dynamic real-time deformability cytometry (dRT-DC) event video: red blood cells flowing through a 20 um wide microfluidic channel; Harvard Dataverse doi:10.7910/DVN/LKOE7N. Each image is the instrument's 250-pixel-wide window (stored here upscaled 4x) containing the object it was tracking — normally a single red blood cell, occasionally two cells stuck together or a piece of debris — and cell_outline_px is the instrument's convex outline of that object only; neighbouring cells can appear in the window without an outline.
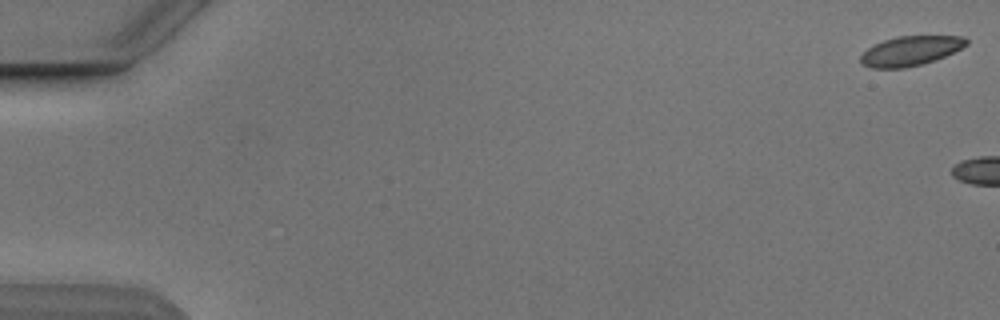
{"species": "Egyptian fruit bat (a non-hibernating species)", "species_latin": "Rousettus aegyptiacus", "temperature_condition": "cold", "stored_images_in_passage": 2, "camera_frame_rate_fps": 3000, "um_per_image_px": 0.085, "animal": {"sex": "male"}, "frame": {"image": 1, "passage_image": 2, "time_ms": 1.333, "image_size_px": [1000, 320], "cell_outline_px": [[968, 44], [936, 60], [904, 68], [872, 68], [860, 64], [860, 56], [868, 48], [884, 40], [900, 36], [964, 36], [968, 40]], "centroid_in_image_um": [77.38, 4.33], "position_along_channel_um": 7.6, "area_um2": 18.03}}